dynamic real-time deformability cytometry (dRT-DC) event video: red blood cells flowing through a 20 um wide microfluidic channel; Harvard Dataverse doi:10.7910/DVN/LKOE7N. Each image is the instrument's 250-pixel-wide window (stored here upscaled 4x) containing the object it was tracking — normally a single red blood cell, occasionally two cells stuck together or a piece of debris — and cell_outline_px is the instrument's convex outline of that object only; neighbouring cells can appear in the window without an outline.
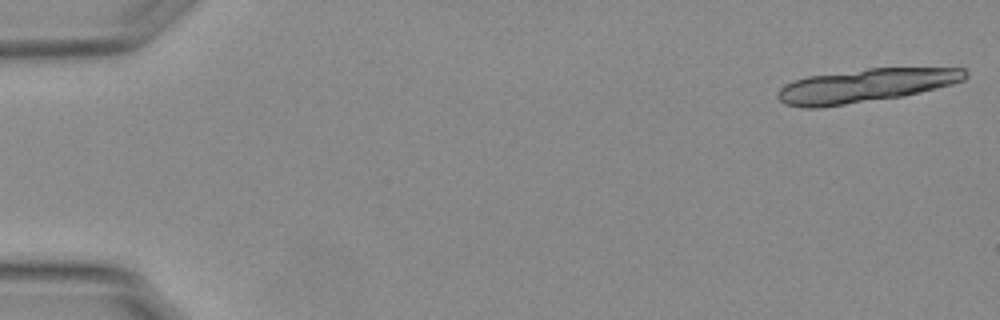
{"species": "Egyptian fruit bat (a non-hibernating species)", "species_latin": "Rousettus aegyptiacus", "temperature_condition": "warm", "stored_images_in_passage": 19, "camera_frame_rate_fps": 3000, "um_per_image_px": 0.085, "animal": {"sex": "female"}, "frame": {"image": 1, "passage_image": 1, "time_ms": 0.0, "image_size_px": [1000, 320], "cell_outline_px": [[968, 76], [964, 80], [952, 84], [904, 96], [820, 108], [804, 108], [784, 104], [776, 96], [776, 92], [784, 84], [808, 76], [868, 68], [964, 68], [968, 72]], "centroid_in_image_um": [73.54, 7.28], "position_along_channel_um": 11.5, "area_um2": 36.7}}